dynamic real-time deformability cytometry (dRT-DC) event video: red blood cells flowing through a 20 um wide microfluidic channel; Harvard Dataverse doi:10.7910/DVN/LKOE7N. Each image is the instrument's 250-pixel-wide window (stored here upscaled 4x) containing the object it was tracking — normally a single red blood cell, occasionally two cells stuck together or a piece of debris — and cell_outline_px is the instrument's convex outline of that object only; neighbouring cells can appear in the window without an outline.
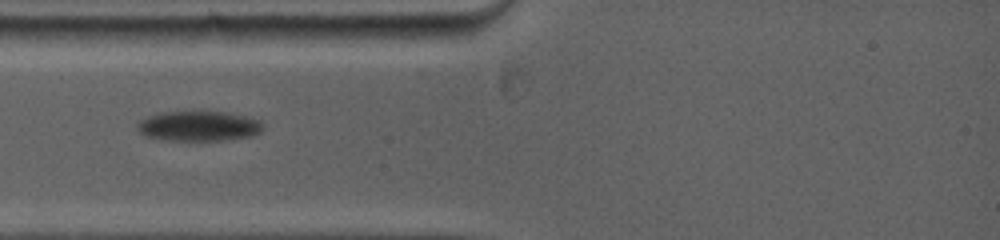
{"species": "common noctule bat (a hibernating species)", "species_latin": "Nyctalus noctula", "temperature_condition": "warm", "stored_images_in_passage": 2, "camera_frame_rate_fps": 5000, "um_per_image_px": 0.085, "animal": {"sex": "female", "body_mass_g": 19.0, "forearm_length_mm": 53.3}, "frame": {"image": 1, "passage_image": 1, "time_ms": 0.0, "image_size_px": [1000, 240], "cell_outline_px": [[264, 128], [260, 132], [248, 136], [220, 140], [176, 140], [148, 136], [140, 132], [136, 124], [140, 120], [156, 112], [228, 112], [260, 120], [264, 124]], "centroid_in_image_um": [16.91, 10.69], "position_along_channel_um": 68.1, "area_um2": 21.62}}